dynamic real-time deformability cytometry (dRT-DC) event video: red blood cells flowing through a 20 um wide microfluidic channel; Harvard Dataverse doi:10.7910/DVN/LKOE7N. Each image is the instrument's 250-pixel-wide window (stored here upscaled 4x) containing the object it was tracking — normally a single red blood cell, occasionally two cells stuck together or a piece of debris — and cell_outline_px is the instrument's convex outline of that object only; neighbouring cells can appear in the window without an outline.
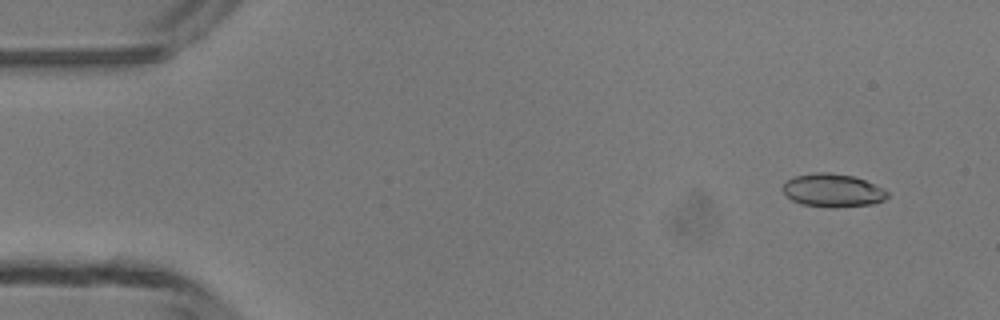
{"species": "common noctule bat (a hibernating species)", "species_latin": "Nyctalus noctula", "temperature_condition": "room temperature", "stored_images_in_passage": 46, "camera_frame_rate_fps": 3000, "um_per_image_px": 0.085, "animal": {"sex": "male", "body_mass_g": 13.3}, "frame": {"image": 1, "passage_image": 4, "time_ms": 1.0, "image_size_px": [1000, 320], "cell_outline_px": [[888, 196], [884, 200], [872, 204], [836, 208], [828, 208], [800, 204], [792, 200], [784, 192], [784, 184], [788, 180], [796, 176], [816, 172], [828, 172], [852, 176], [864, 180], [888, 192]], "centroid_in_image_um": [70.78, 16.2], "position_along_channel_um": 14.2, "area_um2": 20.06}}
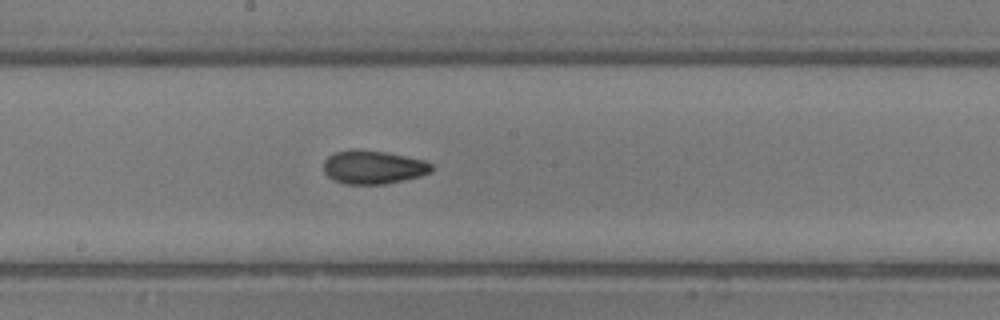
{"frame": {"image": 2, "passage_image": 26, "time_ms": 8.333, "image_size_px": [1000, 320], "cell_outline_px": [[432, 172], [420, 176], [404, 180], [384, 184], [344, 184], [328, 176], [324, 172], [324, 160], [328, 156], [336, 152], [348, 148], [356, 148], [384, 152], [424, 160], [432, 164]], "centroid_in_image_um": [31.71, 14.2], "position_along_channel_um": 216.5, "area_um2": 21.15}}
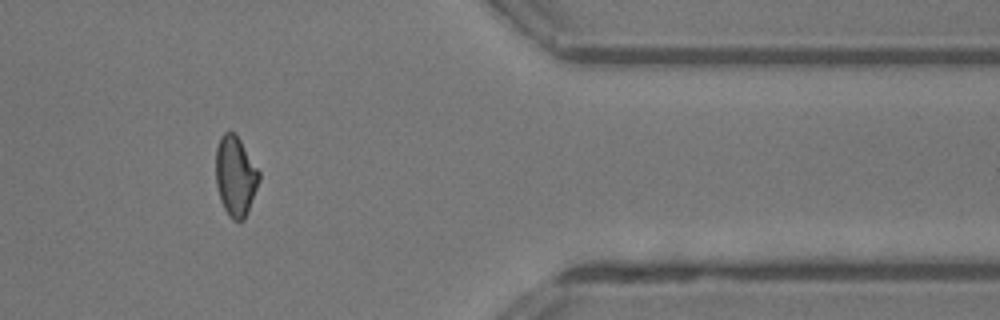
{"frame": {"image": 3, "passage_image": 40, "time_ms": 13.0, "image_size_px": [1000, 320], "cell_outline_px": [[260, 180], [244, 220], [232, 220], [228, 216], [220, 200], [216, 184], [216, 148], [220, 136], [224, 132], [236, 132], [260, 172]], "centroid_in_image_um": [20.01, 14.95], "position_along_channel_um": 391.4, "area_um2": 20.29}}